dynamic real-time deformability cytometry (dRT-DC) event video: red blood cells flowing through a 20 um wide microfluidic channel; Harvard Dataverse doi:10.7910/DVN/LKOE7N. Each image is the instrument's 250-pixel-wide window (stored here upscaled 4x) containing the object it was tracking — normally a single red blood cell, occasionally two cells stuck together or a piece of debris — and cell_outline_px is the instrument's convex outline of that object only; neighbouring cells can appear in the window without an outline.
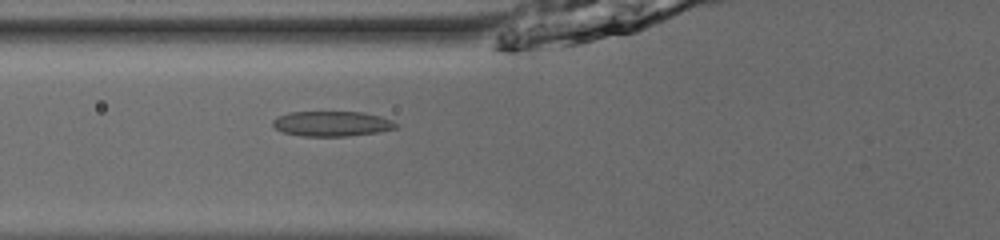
{"species": "common noctule bat (a hibernating species)", "species_latin": "Nyctalus noctula", "temperature_condition": "room temperature", "stored_images_in_passage": 54, "camera_frame_rate_fps": 3000, "um_per_image_px": 0.085, "animal": {"sex": "male", "body_mass_g": 13.0, "forearm_length_mm": 53.1}, "frame": {"image": 1, "passage_image": 23, "time_ms": 7.333, "image_size_px": [1000, 240], "cell_outline_px": [[396, 128], [376, 132], [348, 136], [300, 136], [284, 132], [276, 128], [272, 124], [272, 120], [276, 116], [288, 112], [364, 112], [380, 116], [392, 120], [396, 124]], "centroid_in_image_um": [28.17, 10.51], "position_along_channel_um": 97.6, "area_um2": 17.98}}
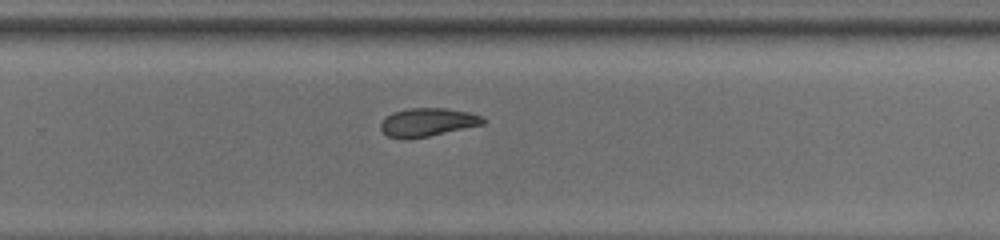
{"frame": {"image": 2, "passage_image": 38, "time_ms": 12.333, "image_size_px": [1000, 240], "cell_outline_px": [[484, 124], [428, 136], [404, 140], [388, 136], [380, 128], [380, 124], [384, 116], [392, 112], [408, 108], [444, 108], [468, 112], [480, 116], [484, 120]], "centroid_in_image_um": [36.27, 10.39], "position_along_channel_um": 293.5, "area_um2": 16.88}}
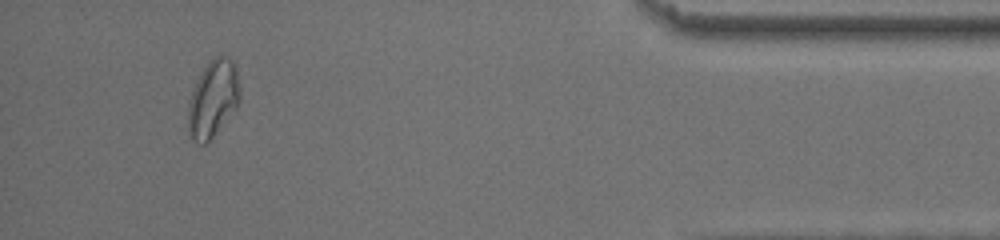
{"frame": {"image": 3, "passage_image": 51, "time_ms": 16.667, "image_size_px": [1000, 240], "cell_outline_px": [[240, 100], [236, 108], [208, 144], [196, 144], [188, 136], [188, 100], [192, 88], [196, 80], [208, 60], [216, 56], [224, 56], [232, 60], [236, 68], [240, 88]], "centroid_in_image_um": [18.08, 8.43], "position_along_channel_um": 417.1, "area_um2": 23.81}, "authors_computed_cell_mechanics": {"area_um2": 18.785, "velocity_mm_per_s": 3.9166, "shape_relaxation_time_tau1_ms": null, "shape_relaxation_time_tau2_ms": 4.9804, "deformation_change_tau1": null, "deformation_change_tau2": 0.1012}}